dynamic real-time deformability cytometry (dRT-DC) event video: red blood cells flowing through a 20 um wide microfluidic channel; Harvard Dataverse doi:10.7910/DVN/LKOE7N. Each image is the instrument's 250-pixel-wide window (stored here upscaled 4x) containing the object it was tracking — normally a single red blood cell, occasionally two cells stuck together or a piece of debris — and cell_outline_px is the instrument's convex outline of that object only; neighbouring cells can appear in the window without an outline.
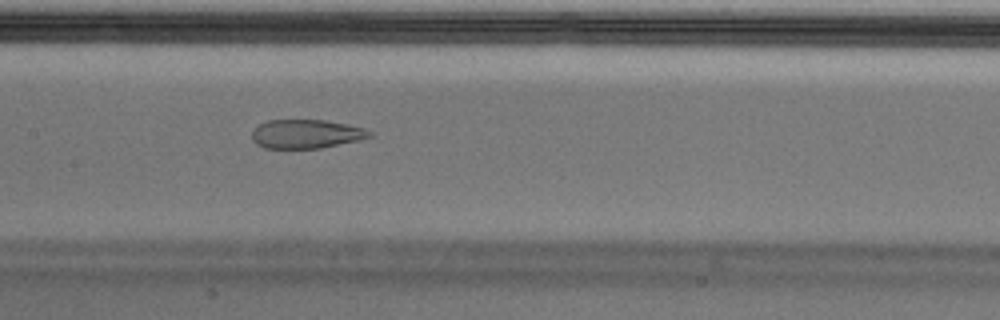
{"species": "Egyptian fruit bat (a non-hibernating species)", "species_latin": "Rousettus aegyptiacus", "temperature_condition": "cold", "stored_images_in_passage": 33, "camera_frame_rate_fps": 3000, "um_per_image_px": 0.085, "animal": {"sex": "male"}, "frame": {"image": 1, "passage_image": 10, "time_ms": 3.0, "image_size_px": [1000, 320], "cell_outline_px": [[372, 136], [360, 140], [320, 148], [264, 148], [256, 144], [252, 140], [252, 132], [260, 124], [268, 120], [324, 120], [348, 124], [364, 128], [372, 132]], "centroid_in_image_um": [26.04, 11.39], "position_along_channel_um": 181.4, "area_um2": 19.77}}
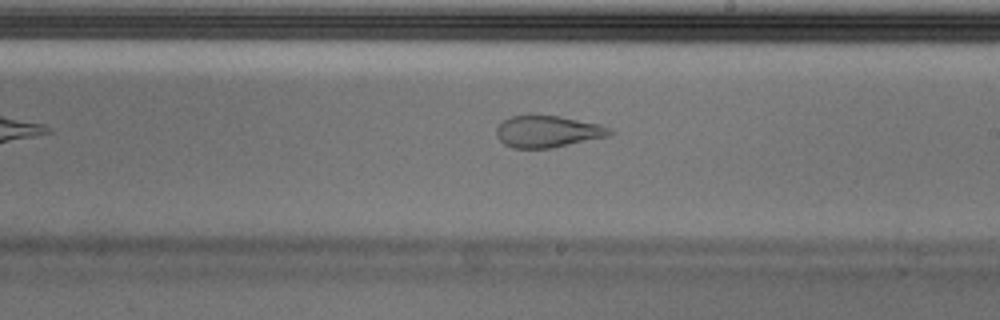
{"frame": {"image": 2, "passage_image": 15, "time_ms": 4.667, "image_size_px": [1000, 320], "cell_outline_px": [[616, 132], [612, 136], [552, 148], [512, 148], [504, 144], [496, 136], [496, 128], [504, 120], [512, 116], [528, 112], [560, 116], [600, 124], [612, 128]], "centroid_in_image_um": [46.59, 11.15], "position_along_channel_um": 242.4, "area_um2": 21.85}}
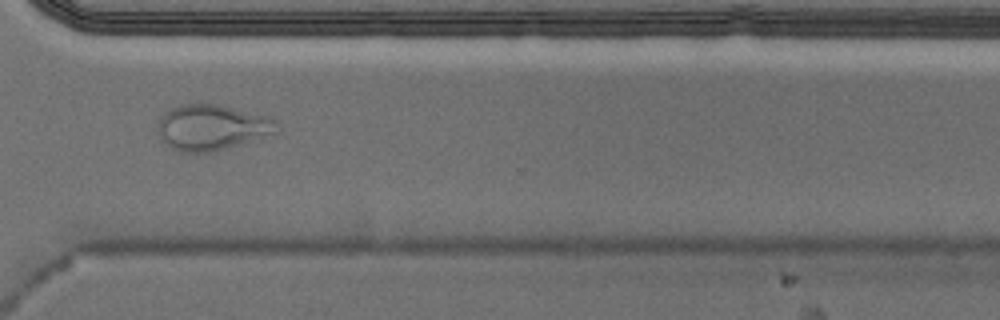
{"frame": {"image": 3, "passage_image": 24, "time_ms": 7.667, "image_size_px": [1000, 320], "cell_outline_px": [[280, 132], [256, 140], [212, 152], [180, 152], [172, 148], [156, 132], [160, 116], [164, 112], [180, 104], [216, 104], [268, 116], [276, 120]], "centroid_in_image_um": [18.03, 10.83], "position_along_channel_um": 352.6, "area_um2": 31.79}}